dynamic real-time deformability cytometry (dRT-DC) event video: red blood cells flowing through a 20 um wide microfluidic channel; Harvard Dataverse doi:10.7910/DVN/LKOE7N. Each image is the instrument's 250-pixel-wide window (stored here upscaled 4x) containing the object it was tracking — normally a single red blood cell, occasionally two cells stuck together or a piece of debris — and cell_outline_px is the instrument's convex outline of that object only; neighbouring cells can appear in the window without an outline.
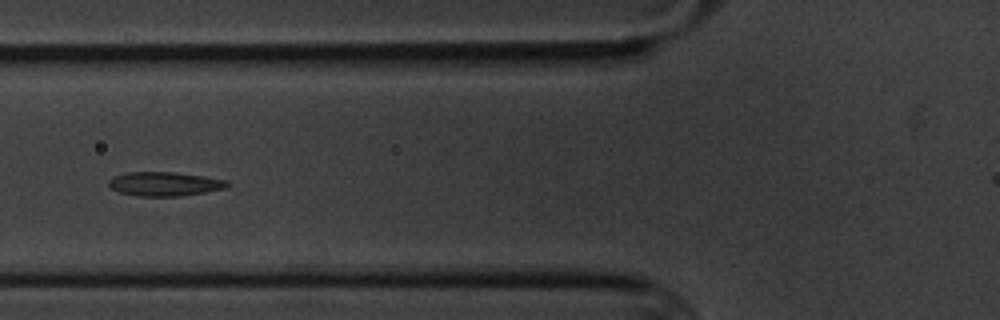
{"species": "common noctule bat (a hibernating species)", "species_latin": "Nyctalus noctula", "temperature_condition": "cold", "stored_images_in_passage": 6, "camera_frame_rate_fps": 3000, "um_per_image_px": 0.085, "animal": {"sex": "male", "body_mass_g": 20.1, "forearm_length_mm": 53.5}, "frame": {"image": 1, "passage_image": 3, "time_ms": 2.333, "image_size_px": [1000, 320], "cell_outline_px": [[228, 184], [224, 188], [204, 192], [180, 196], [136, 196], [120, 192], [112, 188], [108, 184], [108, 180], [112, 176], [124, 172], [176, 172], [204, 176], [228, 180]], "centroid_in_image_um": [13.95, 15.62], "position_along_channel_um": 111.9, "area_um2": 16.65}}
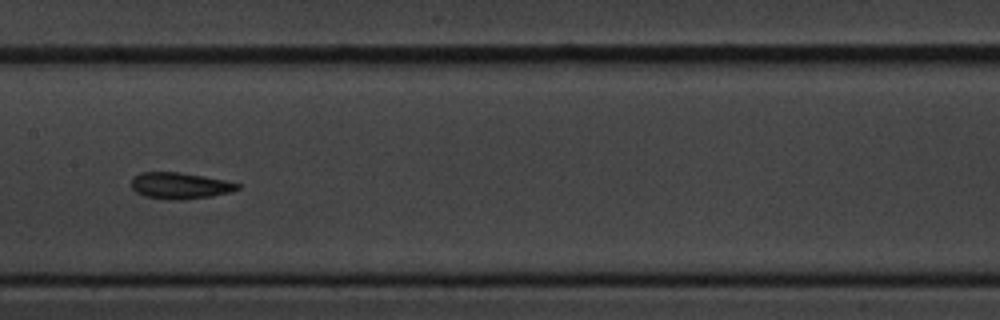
{"frame": {"image": 2, "passage_image": 5, "time_ms": 4.667, "image_size_px": [1000, 320], "cell_outline_px": [[240, 188], [228, 192], [212, 196], [180, 200], [172, 200], [144, 196], [136, 192], [132, 188], [132, 176], [140, 172], [180, 172], [224, 180], [240, 184]], "centroid_in_image_um": [15.25, 15.78], "position_along_channel_um": 192.1, "area_um2": 16.24}}
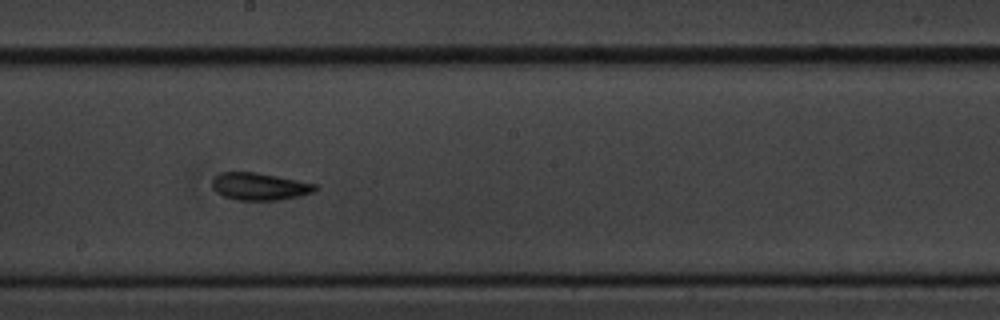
{"frame": {"image": 3, "passage_image": 6, "time_ms": 5.667, "image_size_px": [1000, 320], "cell_outline_px": [[316, 188], [312, 192], [300, 196], [280, 200], [236, 200], [224, 196], [216, 192], [212, 188], [212, 180], [220, 172], [256, 172], [316, 184]], "centroid_in_image_um": [22.02, 15.85], "position_along_channel_um": 226.2, "area_um2": 16.3}}